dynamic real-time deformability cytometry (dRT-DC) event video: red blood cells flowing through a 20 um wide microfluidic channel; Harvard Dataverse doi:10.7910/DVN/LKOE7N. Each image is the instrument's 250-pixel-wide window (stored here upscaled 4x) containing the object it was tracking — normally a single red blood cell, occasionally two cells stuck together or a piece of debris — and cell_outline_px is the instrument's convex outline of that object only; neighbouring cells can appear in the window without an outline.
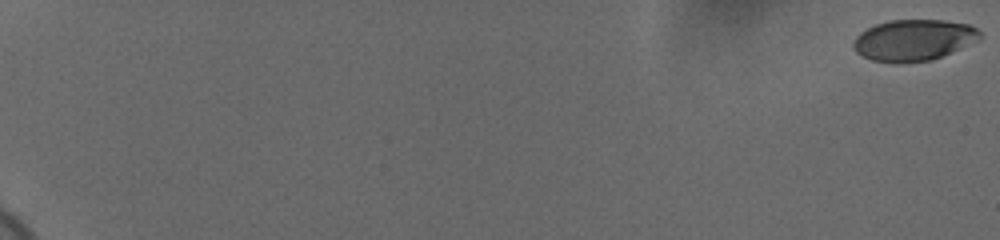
{"species": "human", "species_latin": "Homo sapiens", "temperature_condition": "cold", "stored_images_in_passage": 60, "camera_frame_rate_fps": 3000, "um_per_image_px": 0.085, "donor": {"sex": "female"}, "frame": {"image": 1, "passage_image": 1, "time_ms": 0.0, "image_size_px": [1000, 240], "cell_outline_px": [[984, 36], [980, 40], [932, 60], [900, 64], [872, 60], [856, 52], [852, 48], [852, 40], [860, 32], [876, 24], [892, 20], [944, 20], [968, 24], [976, 28]], "centroid_in_image_um": [77.66, 3.42], "position_along_channel_um": 7.3, "area_um2": 30.69}}
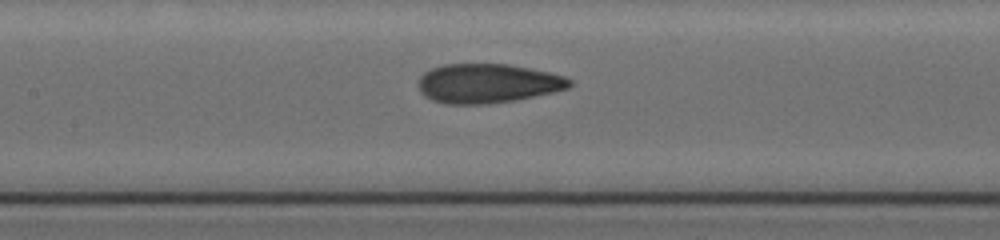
{"frame": {"image": 2, "passage_image": 33, "time_ms": 10.667, "image_size_px": [1000, 240], "cell_outline_px": [[572, 84], [568, 88], [552, 92], [516, 100], [488, 104], [444, 104], [432, 100], [424, 96], [420, 92], [416, 84], [420, 76], [424, 72], [432, 68], [444, 64], [508, 64], [548, 72], [564, 76], [572, 80]], "centroid_in_image_um": [41.4, 7.09], "position_along_channel_um": 166.0, "area_um2": 34.8}}
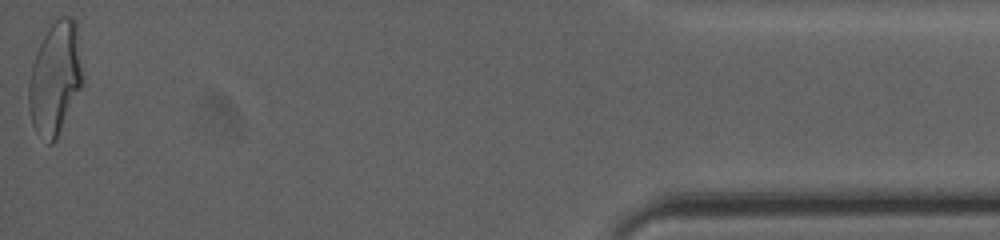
{"frame": {"image": 3, "passage_image": 60, "time_ms": 19.667, "image_size_px": [1000, 240], "cell_outline_px": [[84, 80], [56, 140], [52, 144], [48, 144], [36, 132], [32, 124], [28, 108], [28, 84], [32, 64], [36, 52], [48, 28], [60, 16], [72, 16], [76, 20]], "centroid_in_image_um": [4.68, 6.66], "position_along_channel_um": 430.5, "area_um2": 35.55}, "authors_computed_cell_mechanics": {"area_um2": 33.4662, "velocity_mm_per_s": 3.6939, "shape_relaxation_time_tau1_ms": 7.2541, "shape_relaxation_time_tau2_ms": 1.1723, "deformation_change_tau1": 0.2161, "deformation_change_tau2": 0.0818}}